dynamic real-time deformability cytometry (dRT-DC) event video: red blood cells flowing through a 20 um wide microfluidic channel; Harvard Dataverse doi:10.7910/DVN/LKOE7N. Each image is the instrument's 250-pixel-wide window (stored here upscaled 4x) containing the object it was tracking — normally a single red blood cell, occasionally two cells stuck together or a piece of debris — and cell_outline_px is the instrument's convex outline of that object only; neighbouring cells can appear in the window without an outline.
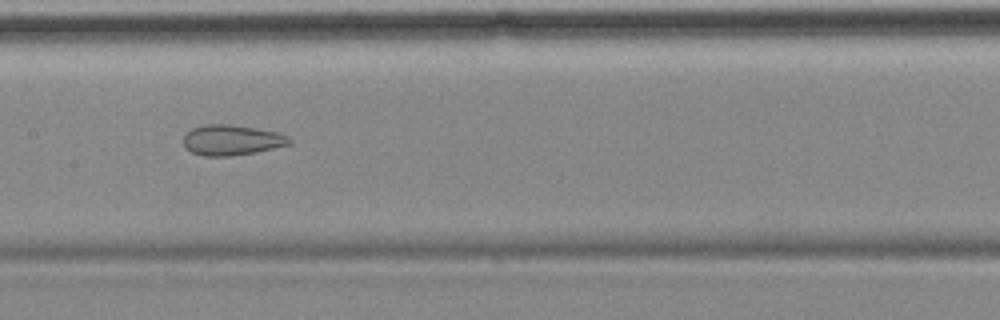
{"species": "common noctule bat (a hibernating species)", "species_latin": "Nyctalus noctula", "temperature_condition": "cold", "stored_images_in_passage": 12, "camera_frame_rate_fps": 3000, "um_per_image_px": 0.085, "animal": {"sex": "female", "body_mass_g": 18.4}, "frame": {"image": 1, "passage_image": 7, "time_ms": 7.0, "image_size_px": [1000, 320], "cell_outline_px": [[292, 140], [288, 144], [256, 152], [232, 156], [204, 156], [192, 152], [184, 148], [184, 136], [192, 128], [204, 124], [228, 124], [276, 132], [288, 136]], "centroid_in_image_um": [19.65, 11.91], "position_along_channel_um": 187.8, "area_um2": 18.55}}